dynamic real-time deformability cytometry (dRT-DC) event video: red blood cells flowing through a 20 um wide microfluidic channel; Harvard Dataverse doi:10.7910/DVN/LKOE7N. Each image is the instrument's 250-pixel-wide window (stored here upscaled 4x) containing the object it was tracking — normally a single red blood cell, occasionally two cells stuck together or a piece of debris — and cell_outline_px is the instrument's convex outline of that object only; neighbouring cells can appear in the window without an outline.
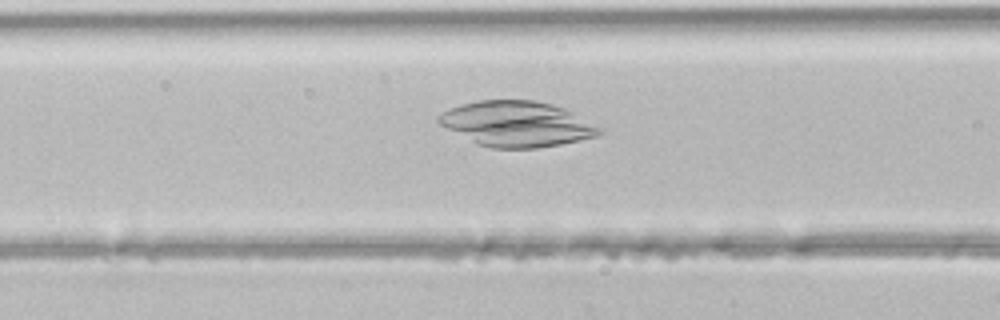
{"species": "common noctule bat (a hibernating species)", "species_latin": "Nyctalus noctula", "temperature_condition": "room temperature", "stored_images_in_passage": 36, "camera_frame_rate_fps": 3000, "um_per_image_px": 0.085, "animal": {"sex": "male", "body_mass_g": 21.5, "forearm_length_mm": 52.0}, "frame": {"image": 1, "passage_image": 7, "time_ms": 2.0, "image_size_px": [1000, 320], "cell_outline_px": [[604, 132], [596, 136], [560, 144], [536, 148], [492, 148], [476, 144], [440, 124], [436, 120], [436, 116], [448, 108], [460, 104], [476, 100], [532, 100], [552, 104], [564, 108], [604, 128]], "centroid_in_image_um": [43.92, 10.52], "position_along_channel_um": 122.7, "area_um2": 42.6}}
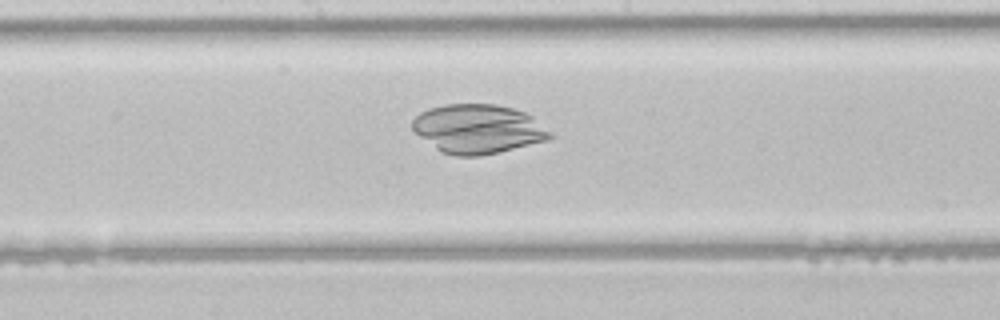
{"frame": {"image": 2, "passage_image": 13, "time_ms": 4.0, "image_size_px": [1000, 320], "cell_outline_px": [[556, 136], [548, 140], [480, 156], [456, 156], [440, 152], [420, 136], [412, 128], [412, 120], [420, 112], [428, 108], [444, 104], [496, 104], [512, 108], [524, 112], [532, 116], [552, 132]], "centroid_in_image_um": [40.64, 10.95], "position_along_channel_um": 207.6, "area_um2": 39.42}}
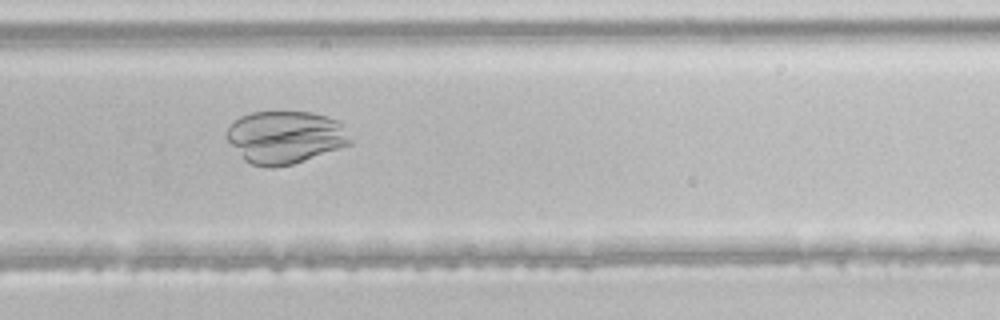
{"frame": {"image": 3, "passage_image": 20, "time_ms": 6.333, "image_size_px": [1000, 320], "cell_outline_px": [[352, 144], [292, 164], [272, 168], [264, 168], [252, 164], [244, 160], [224, 136], [224, 132], [240, 116], [252, 112], [312, 112], [340, 120], [352, 140]], "centroid_in_image_um": [24.24, 11.66], "position_along_channel_um": 305.6, "area_um2": 38.09}}